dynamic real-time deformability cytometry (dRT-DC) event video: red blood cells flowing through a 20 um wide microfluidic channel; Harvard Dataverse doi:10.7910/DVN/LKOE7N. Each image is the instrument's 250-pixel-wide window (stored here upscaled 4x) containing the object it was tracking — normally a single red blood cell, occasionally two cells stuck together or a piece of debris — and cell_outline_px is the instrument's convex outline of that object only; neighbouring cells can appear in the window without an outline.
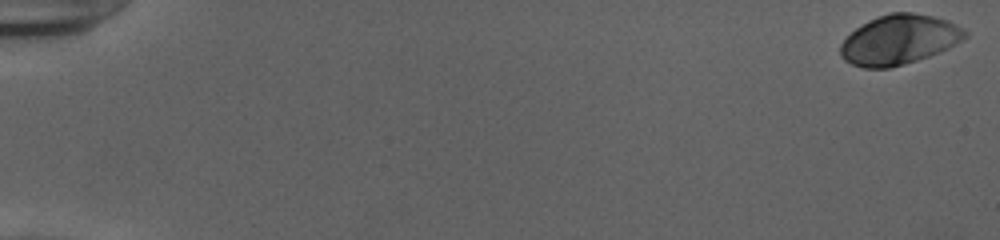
{"species": "human", "species_latin": "Homo sapiens", "temperature_condition": "cold", "stored_images_in_passage": 54, "camera_frame_rate_fps": 3000, "um_per_image_px": 0.085, "donor": {"sex": "female"}, "frame": {"image": 1, "passage_image": 1, "time_ms": 0.0, "image_size_px": [1000, 240], "cell_outline_px": [[968, 36], [948, 48], [940, 52], [904, 64], [888, 68], [864, 68], [852, 64], [844, 60], [840, 56], [840, 44], [856, 28], [868, 20], [888, 12], [912, 12], [932, 16], [948, 20], [964, 28], [968, 32]], "centroid_in_image_um": [76.43, 3.37], "position_along_channel_um": 8.6, "area_um2": 36.07}}
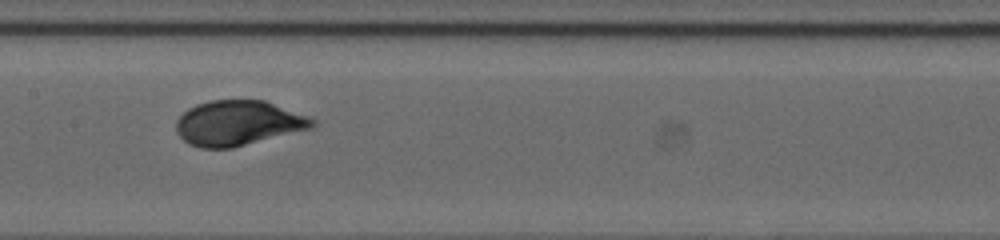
{"frame": {"image": 2, "passage_image": 29, "time_ms": 9.333, "image_size_px": [1000, 240], "cell_outline_px": [[316, 124], [312, 128], [232, 148], [200, 148], [188, 144], [176, 132], [176, 120], [188, 108], [196, 104], [212, 100], [264, 100], [308, 116], [316, 120]], "centroid_in_image_um": [20.23, 10.46], "position_along_channel_um": 187.2, "area_um2": 35.72}}
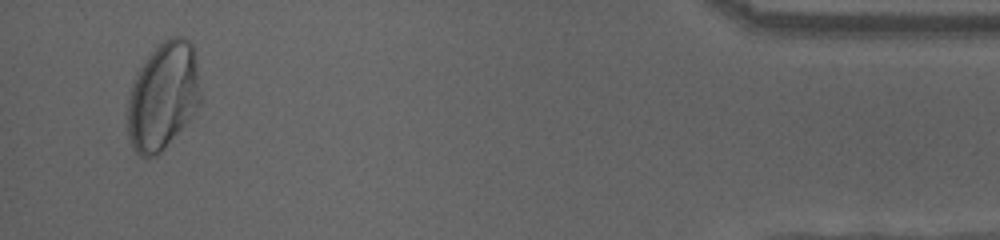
{"frame": {"image": 3, "passage_image": 52, "time_ms": 17.0, "image_size_px": [1000, 240], "cell_outline_px": [[200, 100], [188, 120], [164, 148], [156, 156], [140, 156], [132, 148], [128, 136], [128, 100], [132, 84], [136, 72], [148, 56], [164, 40], [172, 36], [184, 36], [192, 44], [196, 60], [200, 92]], "centroid_in_image_um": [13.84, 8.15], "position_along_channel_um": 421.4, "area_um2": 45.14}, "authors_computed_cell_mechanics": {"area_um2": 35.5181, "velocity_mm_per_s": 3.9004, "shape_relaxation_time_tau1_ms": 3.3611, "shape_relaxation_time_tau2_ms": null, "deformation_change_tau1": 0.1677, "deformation_change_tau2": null}}